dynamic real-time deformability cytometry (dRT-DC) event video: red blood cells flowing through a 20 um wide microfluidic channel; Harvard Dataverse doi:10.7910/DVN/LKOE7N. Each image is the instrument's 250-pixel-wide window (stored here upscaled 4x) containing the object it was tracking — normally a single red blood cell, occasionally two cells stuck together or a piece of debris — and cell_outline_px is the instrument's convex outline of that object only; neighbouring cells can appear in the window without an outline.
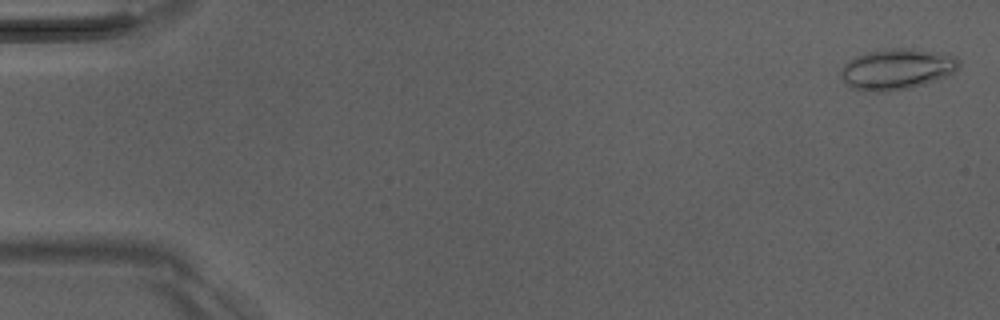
{"species": "Egyptian fruit bat (a non-hibernating species)", "species_latin": "Rousettus aegyptiacus", "temperature_condition": "room temperature", "stored_images_in_passage": 50, "camera_frame_rate_fps": 3000, "um_per_image_px": 0.085, "animal": {"sex": "male"}, "frame": {"image": 1, "passage_image": 2, "time_ms": 0.333, "image_size_px": [1000, 320], "cell_outline_px": [[960, 64], [952, 72], [944, 76], [924, 84], [908, 88], [884, 92], [876, 92], [852, 88], [844, 84], [840, 80], [840, 72], [844, 64], [848, 60], [856, 56], [868, 52], [884, 48], [912, 48], [956, 56], [960, 60]], "centroid_in_image_um": [76.16, 5.87], "position_along_channel_um": 8.8, "area_um2": 28.09}}
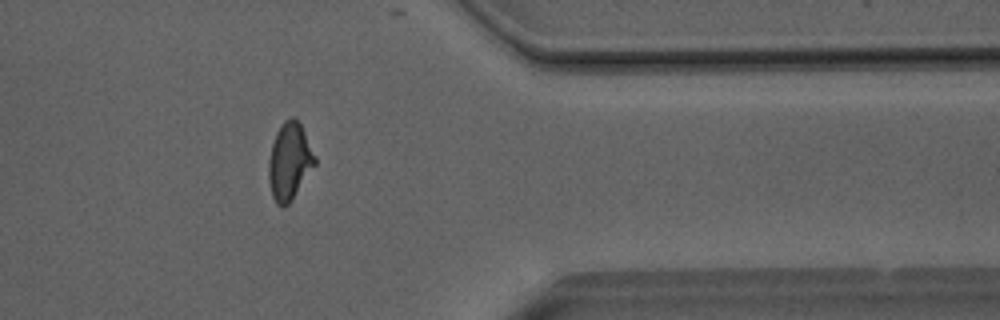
{"frame": {"image": 2, "passage_image": 42, "time_ms": 13.667, "image_size_px": [1000, 320], "cell_outline_px": [[316, 164], [292, 200], [284, 208], [276, 204], [272, 196], [268, 176], [268, 160], [272, 144], [276, 132], [284, 120], [292, 116], [300, 124], [316, 156]], "centroid_in_image_um": [24.6, 13.74], "position_along_channel_um": 386.8, "area_um2": 20.81}}
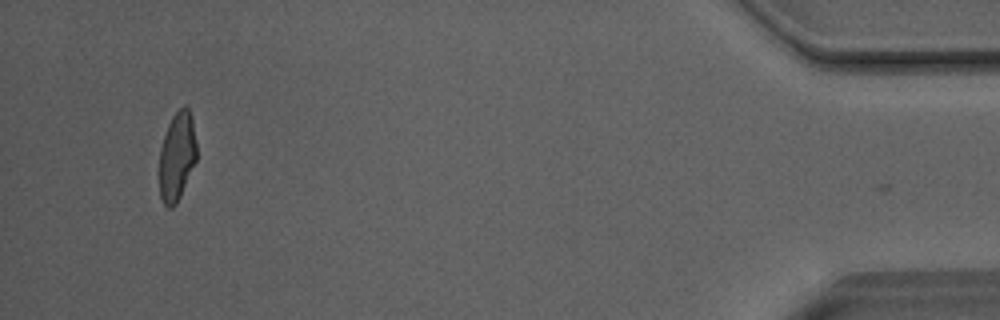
{"frame": {"image": 3, "passage_image": 49, "time_ms": 16.0, "image_size_px": [1000, 320], "cell_outline_px": [[196, 160], [180, 196], [176, 204], [172, 208], [168, 208], [164, 204], [160, 196], [160, 148], [168, 124], [172, 116], [184, 104], [188, 108], [192, 120], [196, 144]], "centroid_in_image_um": [15.04, 13.29], "position_along_channel_um": 420.2, "area_um2": 19.02}, "authors_computed_cell_mechanics": {"area_um2": 20.7502, "velocity_mm_per_s": 4.0774, "shape_relaxation_time_tau1_ms": 5.9186, "shape_relaxation_time_tau2_ms": 1.6389, "deformation_change_tau1": 0.1987, "deformation_change_tau2": 0.0824}}